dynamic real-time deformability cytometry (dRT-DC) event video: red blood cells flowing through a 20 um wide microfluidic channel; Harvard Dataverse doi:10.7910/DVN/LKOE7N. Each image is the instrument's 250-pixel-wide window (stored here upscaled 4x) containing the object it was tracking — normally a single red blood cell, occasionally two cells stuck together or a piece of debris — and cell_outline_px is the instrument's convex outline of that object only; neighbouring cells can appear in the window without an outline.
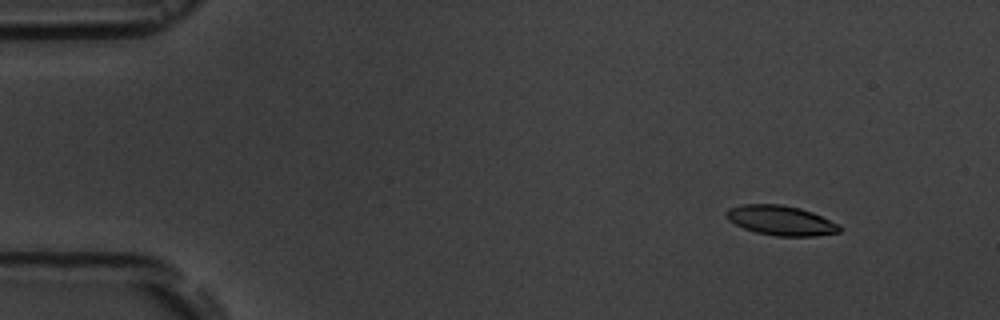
{"species": "common noctule bat (a hibernating species)", "species_latin": "Nyctalus noctula", "temperature_condition": "room temperature", "stored_images_in_passage": 5, "camera_frame_rate_fps": 3000, "um_per_image_px": 0.085, "animal": {"sex": "male", "body_mass_g": 19.5, "forearm_length_mm": 54.6}, "frame": {"image": 1, "passage_image": 2, "time_ms": 1.0, "image_size_px": [1000, 320], "cell_outline_px": [[840, 232], [816, 236], [776, 236], [756, 232], [744, 228], [728, 220], [724, 216], [724, 212], [728, 208], [744, 204], [780, 204], [800, 208], [812, 212], [840, 224]], "centroid_in_image_um": [66.36, 18.73], "position_along_channel_um": 18.6, "area_um2": 19.71}}
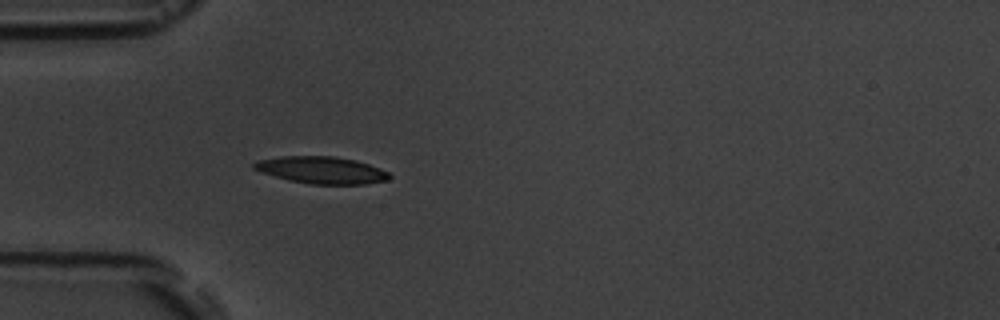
{"frame": {"image": 2, "passage_image": 5, "time_ms": 4.667, "image_size_px": [1000, 320], "cell_outline_px": [[392, 176], [388, 180], [364, 184], [308, 184], [288, 180], [252, 168], [252, 164], [256, 160], [280, 156], [336, 156], [356, 160], [380, 168], [388, 172]], "centroid_in_image_um": [27.34, 14.45], "position_along_channel_um": 57.7, "area_um2": 21.39}}